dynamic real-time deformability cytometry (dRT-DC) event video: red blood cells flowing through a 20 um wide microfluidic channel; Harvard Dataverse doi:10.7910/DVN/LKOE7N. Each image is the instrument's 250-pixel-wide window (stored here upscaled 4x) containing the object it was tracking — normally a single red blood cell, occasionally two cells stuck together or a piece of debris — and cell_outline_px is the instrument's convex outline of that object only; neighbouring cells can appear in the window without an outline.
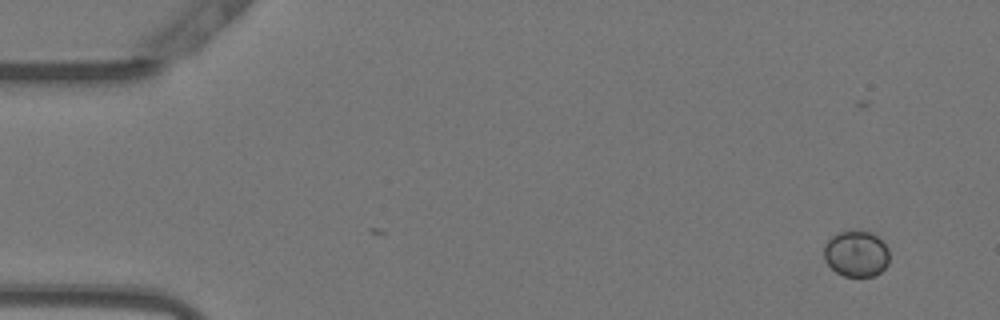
{"species": "Egyptian fruit bat (a non-hibernating species)", "species_latin": "Rousettus aegyptiacus", "temperature_condition": "warm", "stored_images_in_passage": 51, "camera_frame_rate_fps": 3000, "um_per_image_px": 0.085, "animal": {"sex": "female"}, "frame": {"image": 1, "passage_image": 1, "time_ms": 0.0, "image_size_px": [1000, 320], "cell_outline_px": [[888, 264], [880, 272], [872, 276], [844, 276], [836, 272], [828, 264], [824, 256], [824, 244], [836, 232], [848, 228], [860, 228], [872, 232], [880, 236], [888, 248]], "centroid_in_image_um": [72.79, 21.48], "position_along_channel_um": 12.2, "area_um2": 18.21}}
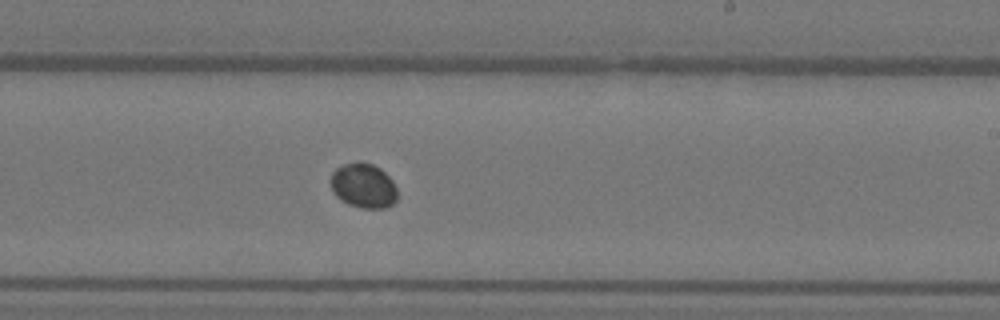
{"frame": {"image": 2, "passage_image": 30, "time_ms": 9.667, "image_size_px": [1000, 320], "cell_outline_px": [[396, 200], [392, 204], [384, 208], [360, 208], [348, 204], [340, 200], [332, 192], [332, 172], [336, 168], [344, 164], [372, 164], [380, 168], [392, 180], [396, 188]], "centroid_in_image_um": [30.89, 15.82], "position_along_channel_um": 258.1, "area_um2": 16.99}}
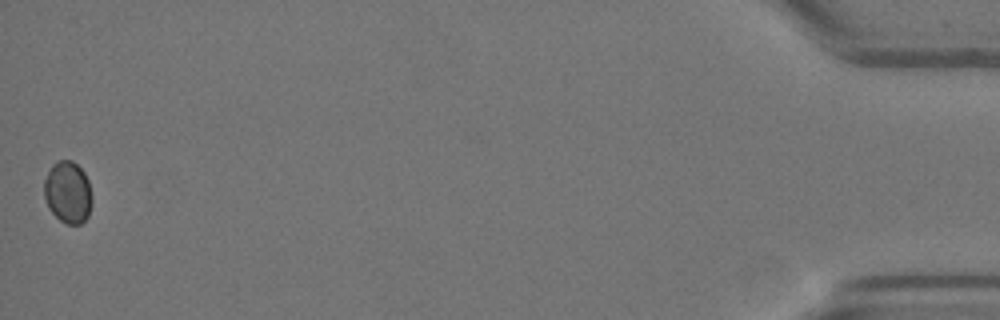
{"frame": {"image": 3, "passage_image": 51, "time_ms": 16.667, "image_size_px": [1000, 320], "cell_outline_px": [[92, 204], [88, 216], [80, 224], [68, 224], [60, 220], [48, 208], [44, 196], [44, 180], [52, 164], [60, 160], [72, 160], [84, 172], [88, 180], [92, 196]], "centroid_in_image_um": [5.77, 16.34], "position_along_channel_um": 429.4, "area_um2": 17.34}}